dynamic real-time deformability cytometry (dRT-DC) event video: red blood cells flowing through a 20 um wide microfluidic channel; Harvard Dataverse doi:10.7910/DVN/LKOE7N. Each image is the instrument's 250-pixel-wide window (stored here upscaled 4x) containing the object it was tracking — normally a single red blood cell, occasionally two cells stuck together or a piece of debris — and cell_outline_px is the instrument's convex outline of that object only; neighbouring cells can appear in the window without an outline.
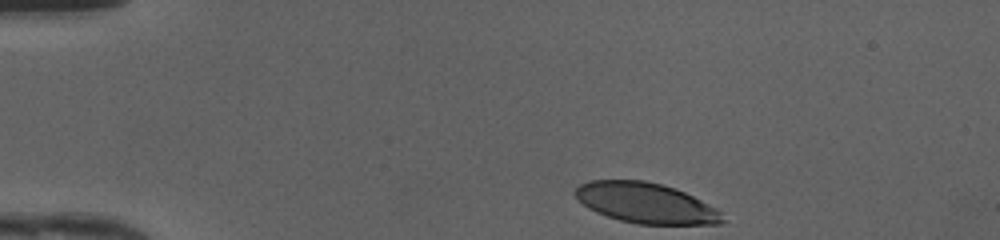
{"species": "human", "species_latin": "Homo sapiens", "temperature_condition": "cold", "stored_images_in_passage": 9, "camera_frame_rate_fps": 3000, "um_per_image_px": 0.085, "donor": {"sex": "female"}, "frame": {"image": 1, "passage_image": 1, "time_ms": 0.0, "image_size_px": [1000, 240], "cell_outline_px": [[724, 220], [720, 224], [636, 224], [620, 220], [596, 212], [588, 208], [572, 192], [580, 184], [588, 180], [644, 180], [676, 188], [716, 208], [720, 212]], "centroid_in_image_um": [54.87, 17.25], "position_along_channel_um": 30.1, "area_um2": 34.45}}
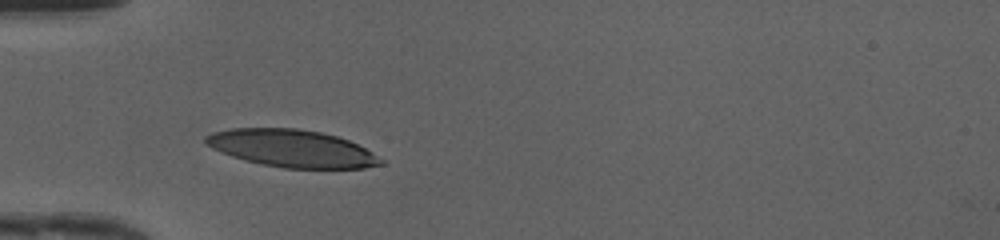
{"frame": {"image": 2, "passage_image": 8, "time_ms": 2.333, "image_size_px": [1000, 240], "cell_outline_px": [[384, 164], [364, 168], [284, 168], [264, 164], [232, 156], [220, 152], [204, 144], [204, 136], [212, 132], [232, 128], [296, 128], [320, 132], [336, 136], [348, 140], [372, 152], [384, 160]], "centroid_in_image_um": [24.79, 12.61], "position_along_channel_um": 60.2, "area_um2": 37.97}}